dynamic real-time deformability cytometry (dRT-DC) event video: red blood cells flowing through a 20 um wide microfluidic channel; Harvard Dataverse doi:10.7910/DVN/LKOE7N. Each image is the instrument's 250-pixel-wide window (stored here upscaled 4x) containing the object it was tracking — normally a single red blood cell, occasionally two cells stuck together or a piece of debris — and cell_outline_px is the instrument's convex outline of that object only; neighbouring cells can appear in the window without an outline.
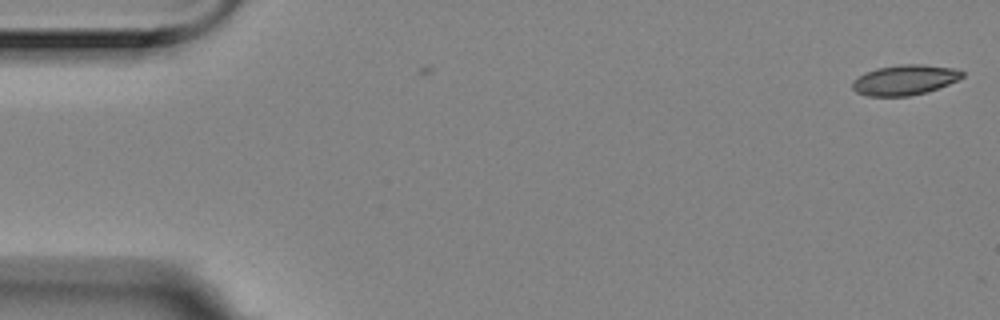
{"species": "Egyptian fruit bat (a non-hibernating species)", "species_latin": "Rousettus aegyptiacus", "temperature_condition": "room temperature", "stored_images_in_passage": 2, "camera_frame_rate_fps": 3000, "um_per_image_px": 0.085, "animal": {"sex": "female"}, "frame": {"image": 1, "passage_image": 2, "time_ms": 0.333, "image_size_px": [1000, 320], "cell_outline_px": [[964, 76], [948, 84], [928, 92], [908, 96], [868, 96], [856, 92], [852, 88], [852, 80], [864, 72], [876, 68], [900, 64], [924, 64], [952, 68], [964, 72]], "centroid_in_image_um": [76.86, 6.79], "position_along_channel_um": 8.1, "area_um2": 19.42}}